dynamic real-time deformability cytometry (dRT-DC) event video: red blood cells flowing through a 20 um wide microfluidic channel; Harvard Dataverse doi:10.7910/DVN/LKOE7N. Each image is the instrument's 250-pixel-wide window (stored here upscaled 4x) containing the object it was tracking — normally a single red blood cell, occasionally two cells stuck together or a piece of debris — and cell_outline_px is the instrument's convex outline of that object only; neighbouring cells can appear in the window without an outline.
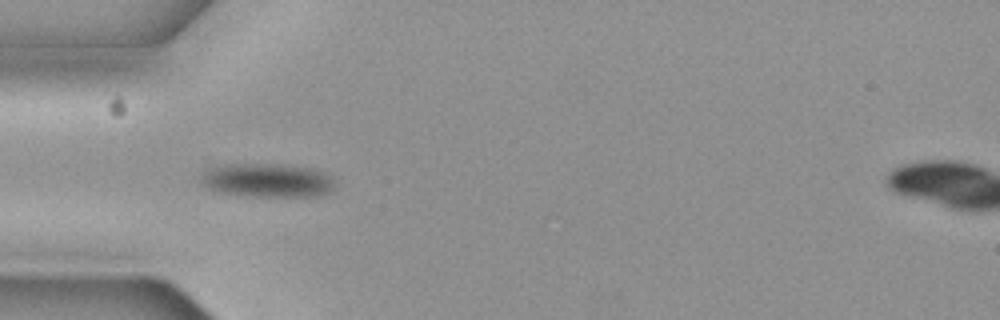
{"species": "common noctule bat (a hibernating species)", "species_latin": "Nyctalus noctula", "temperature_condition": "cold", "stored_images_in_passage": 7, "camera_frame_rate_fps": 3000, "um_per_image_px": 0.085, "animal": {"sex": "female", "body_mass_g": 19.3, "forearm_length_mm": 54.1}, "frame": {"image": 1, "passage_image": 6, "time_ms": 1.667, "image_size_px": [1000, 320], "cell_outline_px": [[336, 180], [332, 192], [316, 196], [256, 196], [220, 192], [208, 188], [200, 184], [200, 180], [204, 172], [212, 168], [224, 164], [284, 164], [316, 168], [328, 172]], "centroid_in_image_um": [22.82, 15.31], "position_along_channel_um": 62.2, "area_um2": 26.76}}